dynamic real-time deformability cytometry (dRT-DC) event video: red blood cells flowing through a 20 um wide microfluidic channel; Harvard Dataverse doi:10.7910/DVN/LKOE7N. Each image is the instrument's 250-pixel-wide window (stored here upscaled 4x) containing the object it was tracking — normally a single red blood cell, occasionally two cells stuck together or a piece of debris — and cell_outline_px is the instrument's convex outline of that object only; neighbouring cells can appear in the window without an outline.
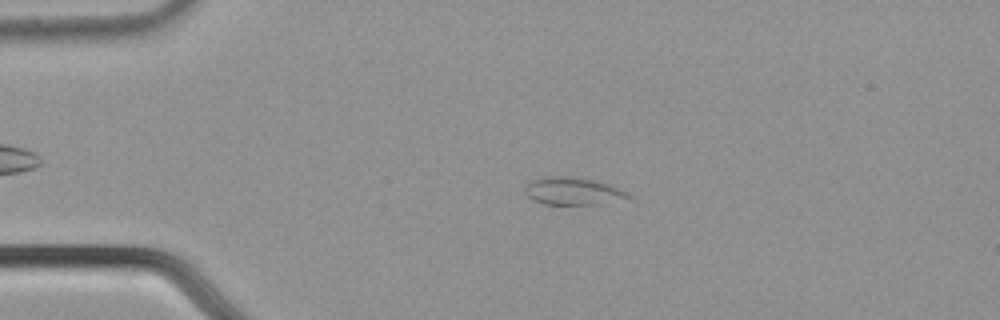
{"species": "common noctule bat (a hibernating species)", "species_latin": "Nyctalus noctula", "temperature_condition": "cold", "stored_images_in_passage": 5, "camera_frame_rate_fps": 3000, "um_per_image_px": 0.085, "animal": {"sex": "male", "body_mass_g": 21.5, "forearm_length_mm": 52.0}, "frame": {"image": 1, "passage_image": 5, "time_ms": 1.333, "image_size_px": [1000, 320], "cell_outline_px": [[628, 196], [596, 204], [544, 204], [532, 200], [524, 192], [524, 188], [532, 180], [544, 176], [568, 176], [592, 180], [608, 184], [624, 192]], "centroid_in_image_um": [48.52, 16.23], "position_along_channel_um": 36.5, "area_um2": 15.9}}